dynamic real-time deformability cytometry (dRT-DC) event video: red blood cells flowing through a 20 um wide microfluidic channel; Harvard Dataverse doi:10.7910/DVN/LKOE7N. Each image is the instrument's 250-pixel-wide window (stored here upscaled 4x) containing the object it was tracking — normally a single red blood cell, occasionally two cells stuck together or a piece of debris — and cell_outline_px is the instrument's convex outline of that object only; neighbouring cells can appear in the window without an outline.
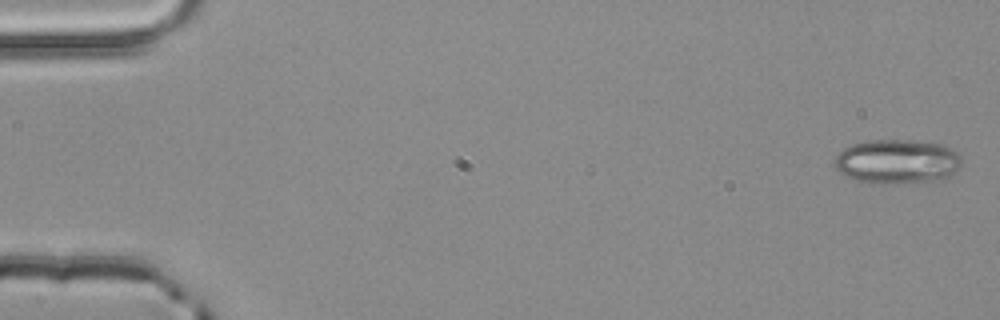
{"species": "common noctule bat (a hibernating species)", "species_latin": "Nyctalus noctula", "temperature_condition": "room temperature", "stored_images_in_passage": 5, "camera_frame_rate_fps": 3000, "um_per_image_px": 0.085, "animal": {"sex": "male", "body_mass_g": 20.4}, "frame": {"image": 1, "passage_image": 1, "time_ms": 0.0, "image_size_px": [1000, 320], "cell_outline_px": [[960, 168], [952, 176], [936, 180], [888, 184], [868, 184], [844, 176], [832, 164], [836, 156], [844, 148], [852, 144], [872, 140], [908, 140], [940, 144], [952, 148], [960, 156]], "centroid_in_image_um": [76.23, 13.75], "position_along_channel_um": 8.8, "area_um2": 33.12}}